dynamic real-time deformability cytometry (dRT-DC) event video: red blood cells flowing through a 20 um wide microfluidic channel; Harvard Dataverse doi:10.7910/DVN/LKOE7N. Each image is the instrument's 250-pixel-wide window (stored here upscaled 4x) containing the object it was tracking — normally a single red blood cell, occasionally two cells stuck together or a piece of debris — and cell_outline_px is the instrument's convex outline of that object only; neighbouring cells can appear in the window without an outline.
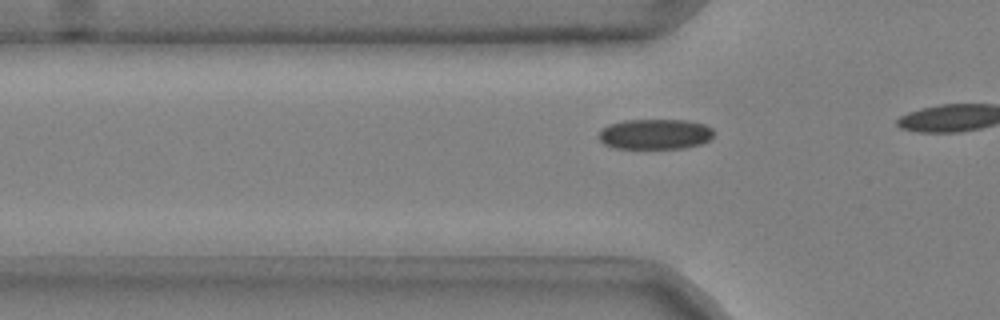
{"species": "common noctule bat (a hibernating species)", "species_latin": "Nyctalus noctula", "temperature_condition": "cold", "stored_images_in_passage": 17, "camera_frame_rate_fps": 3000, "um_per_image_px": 0.085, "animal": {"sex": "male", "body_mass_g": 20.4}, "frame": {"image": 1, "passage_image": 14, "time_ms": 4.333, "image_size_px": [1000, 320], "cell_outline_px": [[712, 136], [708, 140], [700, 144], [684, 148], [616, 148], [604, 144], [600, 140], [600, 128], [608, 124], [624, 120], [688, 120], [704, 124], [712, 128]], "centroid_in_image_um": [55.66, 11.39], "position_along_channel_um": 70.1, "area_um2": 20.29}}